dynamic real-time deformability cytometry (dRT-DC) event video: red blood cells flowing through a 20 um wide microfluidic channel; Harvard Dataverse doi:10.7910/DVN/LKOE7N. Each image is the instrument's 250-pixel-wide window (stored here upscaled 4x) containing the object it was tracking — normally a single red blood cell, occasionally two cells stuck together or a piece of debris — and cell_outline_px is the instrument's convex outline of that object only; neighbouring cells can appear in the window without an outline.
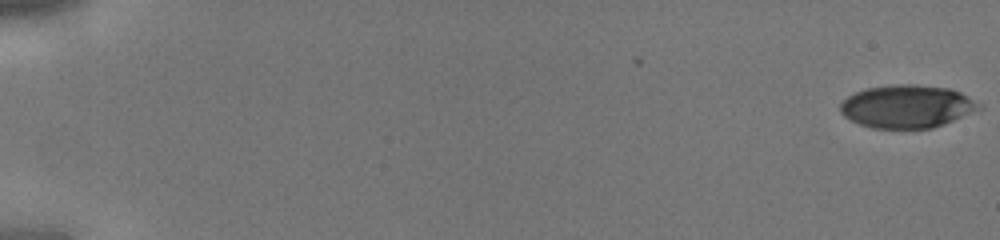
{"species": "human", "species_latin": "Homo sapiens", "temperature_condition": "cold", "stored_images_in_passage": 44, "camera_frame_rate_fps": 3000, "um_per_image_px": 0.085, "donor": {"sex": "male"}, "frame": {"image": 1, "passage_image": 1, "time_ms": 0.0, "image_size_px": [1000, 240], "cell_outline_px": [[984, 108], [944, 124], [932, 128], [872, 128], [860, 124], [844, 116], [840, 112], [840, 104], [848, 96], [856, 92], [868, 88], [892, 84], [916, 84], [948, 88], [960, 92]], "centroid_in_image_um": [77.09, 9.04], "position_along_channel_um": 7.9, "area_um2": 34.51}}
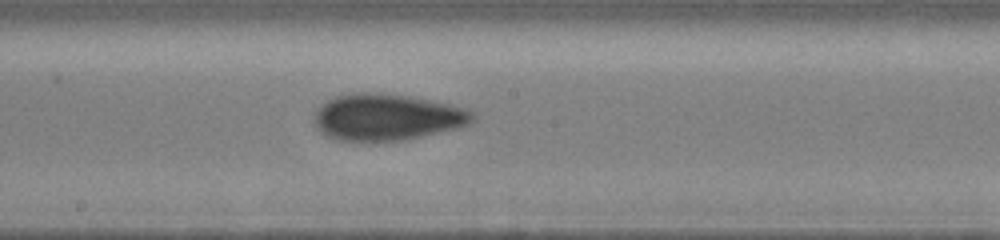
{"frame": {"image": 2, "passage_image": 26, "time_ms": 8.333, "image_size_px": [1000, 240], "cell_outline_px": [[476, 116], [468, 124], [456, 128], [404, 140], [336, 140], [320, 132], [316, 124], [316, 112], [328, 100], [336, 96], [404, 96], [448, 104], [472, 112]], "centroid_in_image_um": [32.91, 10.02], "position_along_channel_um": 215.3, "area_um2": 40.58}}
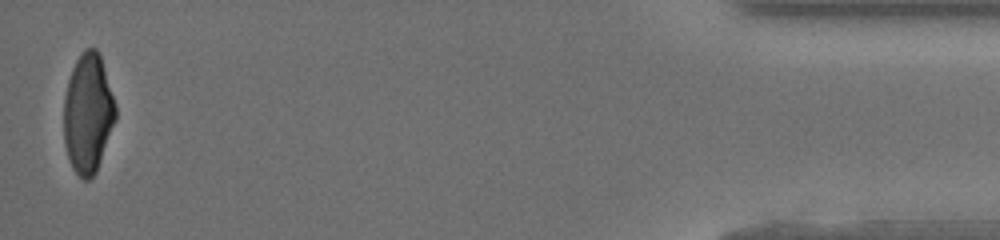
{"frame": {"image": 3, "passage_image": 44, "time_ms": 14.333, "image_size_px": [1000, 240], "cell_outline_px": [[116, 120], [96, 172], [88, 180], [84, 180], [72, 168], [64, 144], [64, 96], [68, 80], [72, 68], [80, 52], [84, 48], [96, 48], [100, 52], [116, 104]], "centroid_in_image_um": [7.49, 9.6], "position_along_channel_um": 427.7, "area_um2": 36.36}}